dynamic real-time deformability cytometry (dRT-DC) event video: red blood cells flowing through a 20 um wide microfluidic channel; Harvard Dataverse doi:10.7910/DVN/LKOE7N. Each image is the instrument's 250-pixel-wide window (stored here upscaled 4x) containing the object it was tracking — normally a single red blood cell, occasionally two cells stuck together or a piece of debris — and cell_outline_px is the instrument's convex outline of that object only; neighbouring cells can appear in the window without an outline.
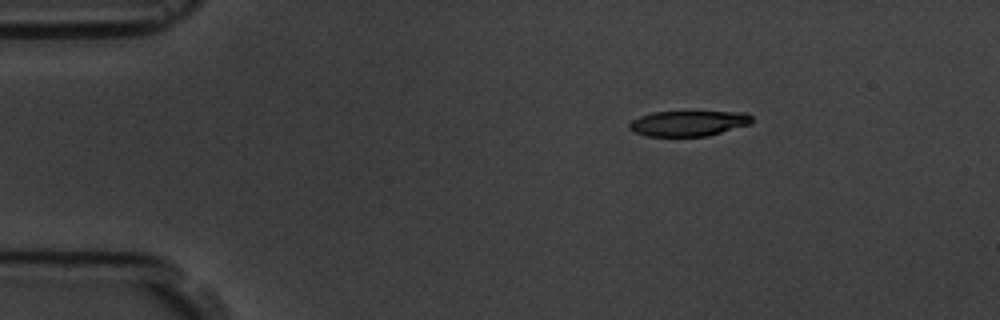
{"species": "common noctule bat (a hibernating species)", "species_latin": "Nyctalus noctula", "temperature_condition": "room temperature", "stored_images_in_passage": 13, "camera_frame_rate_fps": 3000, "um_per_image_px": 0.085, "animal": {"sex": "male", "body_mass_g": 19.5, "forearm_length_mm": 54.6}, "frame": {"image": 1, "passage_image": 1, "time_ms": 0.0, "image_size_px": [1000, 320], "cell_outline_px": [[752, 124], [708, 136], [648, 136], [636, 132], [628, 128], [628, 124], [632, 120], [640, 116], [652, 112], [744, 112], [752, 116]], "centroid_in_image_um": [58.54, 10.48], "position_along_channel_um": 26.5, "area_um2": 18.15}}
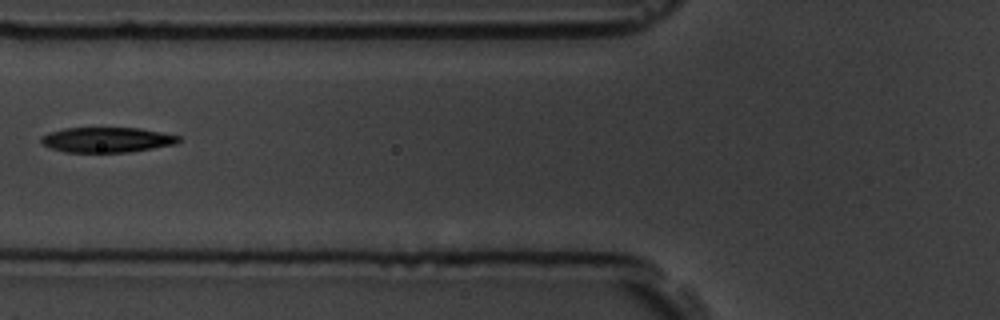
{"frame": {"image": 2, "passage_image": 4, "time_ms": 4.333, "image_size_px": [1000, 320], "cell_outline_px": [[180, 140], [176, 144], [128, 152], [64, 152], [52, 148], [44, 144], [40, 140], [40, 136], [48, 132], [64, 128], [140, 128], [180, 136]], "centroid_in_image_um": [9.06, 11.88], "position_along_channel_um": 116.7, "area_um2": 20.06}}
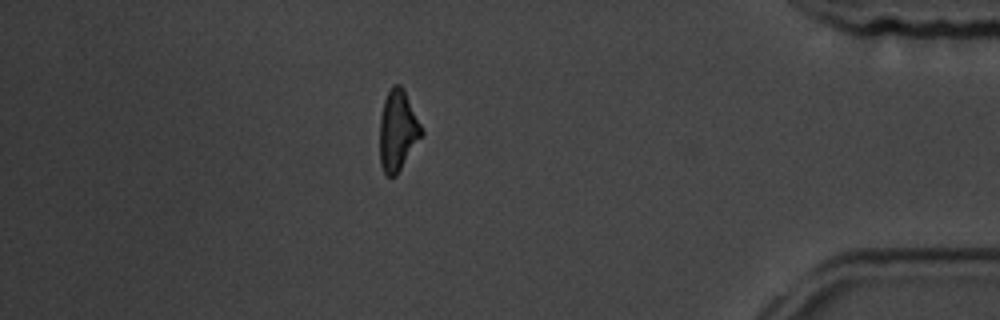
{"frame": {"image": 3, "passage_image": 12, "time_ms": 13.333, "image_size_px": [1000, 320], "cell_outline_px": [[424, 132], [396, 176], [388, 176], [384, 172], [380, 164], [380, 116], [384, 100], [392, 84], [400, 84], [404, 88]], "centroid_in_image_um": [33.8, 11.07], "position_along_channel_um": 401.4, "area_um2": 19.54}, "authors_computed_cell_mechanics": {"area_um2": 20.4612, "velocity_mm_per_s": 3.6188, "shape_relaxation_time_tau1_ms": 3.0696, "shape_relaxation_time_tau2_ms": 2.9589, "deformation_change_tau1": 0.1276, "deformation_change_tau2": 0.115}}